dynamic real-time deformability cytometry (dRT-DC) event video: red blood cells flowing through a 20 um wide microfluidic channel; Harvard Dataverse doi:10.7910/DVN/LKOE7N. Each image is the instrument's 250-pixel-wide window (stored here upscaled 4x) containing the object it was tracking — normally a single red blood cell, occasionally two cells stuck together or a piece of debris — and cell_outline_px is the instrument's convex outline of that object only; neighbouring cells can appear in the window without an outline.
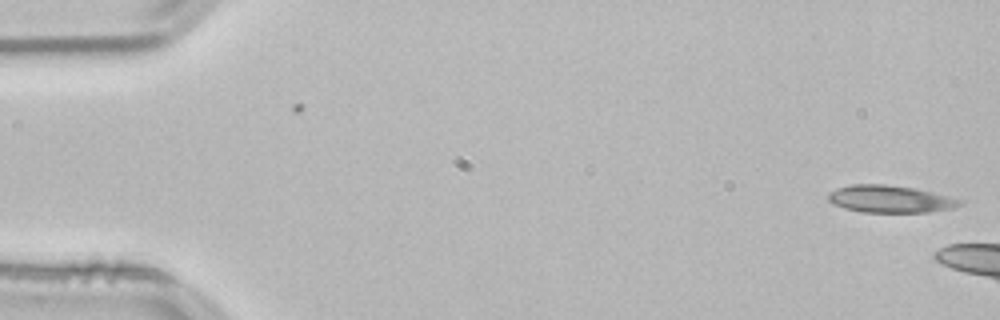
{"species": "common noctule bat (a hibernating species)", "species_latin": "Nyctalus noctula", "temperature_condition": "room temperature", "stored_images_in_passage": 7, "camera_frame_rate_fps": 3000, "um_per_image_px": 0.085, "animal": {"sex": "male", "body_mass_g": 21.5, "forearm_length_mm": 52.0}, "frame": {"image": 1, "passage_image": 7, "time_ms": 2.0, "image_size_px": [1000, 320], "cell_outline_px": [[964, 204], [952, 208], [928, 212], [860, 212], [844, 208], [832, 204], [828, 200], [828, 192], [836, 188], [852, 184], [884, 184], [916, 188], [960, 200]], "centroid_in_image_um": [75.59, 16.91], "position_along_channel_um": 9.4, "area_um2": 20.87}}